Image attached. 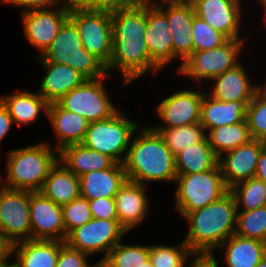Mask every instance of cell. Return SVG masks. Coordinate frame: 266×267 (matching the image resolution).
<instances>
[{"label": "cell", "instance_id": "4fadbf2b", "mask_svg": "<svg viewBox=\"0 0 266 267\" xmlns=\"http://www.w3.org/2000/svg\"><path fill=\"white\" fill-rule=\"evenodd\" d=\"M31 239L65 242L62 207L41 191L30 192Z\"/></svg>", "mask_w": 266, "mask_h": 267}, {"label": "cell", "instance_id": "bcb514c9", "mask_svg": "<svg viewBox=\"0 0 266 267\" xmlns=\"http://www.w3.org/2000/svg\"><path fill=\"white\" fill-rule=\"evenodd\" d=\"M13 245L7 237L0 234V267L9 266L7 262L13 253Z\"/></svg>", "mask_w": 266, "mask_h": 267}, {"label": "cell", "instance_id": "f35d334b", "mask_svg": "<svg viewBox=\"0 0 266 267\" xmlns=\"http://www.w3.org/2000/svg\"><path fill=\"white\" fill-rule=\"evenodd\" d=\"M193 52L213 49L223 44L227 38L212 28L206 21L194 16L192 25Z\"/></svg>", "mask_w": 266, "mask_h": 267}, {"label": "cell", "instance_id": "d4e9b609", "mask_svg": "<svg viewBox=\"0 0 266 267\" xmlns=\"http://www.w3.org/2000/svg\"><path fill=\"white\" fill-rule=\"evenodd\" d=\"M47 114L59 142L55 150L83 142L89 126L84 117L63 109L57 102L49 104Z\"/></svg>", "mask_w": 266, "mask_h": 267}, {"label": "cell", "instance_id": "e575fe53", "mask_svg": "<svg viewBox=\"0 0 266 267\" xmlns=\"http://www.w3.org/2000/svg\"><path fill=\"white\" fill-rule=\"evenodd\" d=\"M150 246L123 245L121 241L108 253L103 262L108 267H143L149 260Z\"/></svg>", "mask_w": 266, "mask_h": 267}, {"label": "cell", "instance_id": "ee69618b", "mask_svg": "<svg viewBox=\"0 0 266 267\" xmlns=\"http://www.w3.org/2000/svg\"><path fill=\"white\" fill-rule=\"evenodd\" d=\"M61 1L63 3L64 0H0V3L25 7L23 12H26L29 10L51 9L54 6L57 7Z\"/></svg>", "mask_w": 266, "mask_h": 267}, {"label": "cell", "instance_id": "d590c367", "mask_svg": "<svg viewBox=\"0 0 266 267\" xmlns=\"http://www.w3.org/2000/svg\"><path fill=\"white\" fill-rule=\"evenodd\" d=\"M235 234L266 243V206L250 211H237Z\"/></svg>", "mask_w": 266, "mask_h": 267}, {"label": "cell", "instance_id": "7c38bea8", "mask_svg": "<svg viewBox=\"0 0 266 267\" xmlns=\"http://www.w3.org/2000/svg\"><path fill=\"white\" fill-rule=\"evenodd\" d=\"M29 206L30 191L0 190V234L13 244L31 239Z\"/></svg>", "mask_w": 266, "mask_h": 267}, {"label": "cell", "instance_id": "9a60e30c", "mask_svg": "<svg viewBox=\"0 0 266 267\" xmlns=\"http://www.w3.org/2000/svg\"><path fill=\"white\" fill-rule=\"evenodd\" d=\"M204 93L181 90L163 99L156 107V113L164 124L152 129H169L200 123V106Z\"/></svg>", "mask_w": 266, "mask_h": 267}, {"label": "cell", "instance_id": "f907efd6", "mask_svg": "<svg viewBox=\"0 0 266 267\" xmlns=\"http://www.w3.org/2000/svg\"><path fill=\"white\" fill-rule=\"evenodd\" d=\"M94 267H108L103 261L94 264Z\"/></svg>", "mask_w": 266, "mask_h": 267}, {"label": "cell", "instance_id": "7dc6e473", "mask_svg": "<svg viewBox=\"0 0 266 267\" xmlns=\"http://www.w3.org/2000/svg\"><path fill=\"white\" fill-rule=\"evenodd\" d=\"M197 258L192 260L190 267H218L217 260L213 254H196Z\"/></svg>", "mask_w": 266, "mask_h": 267}, {"label": "cell", "instance_id": "9c48e42d", "mask_svg": "<svg viewBox=\"0 0 266 267\" xmlns=\"http://www.w3.org/2000/svg\"><path fill=\"white\" fill-rule=\"evenodd\" d=\"M243 39H227L213 49L193 52L178 68V73L200 82L223 74L239 64Z\"/></svg>", "mask_w": 266, "mask_h": 267}, {"label": "cell", "instance_id": "681fc988", "mask_svg": "<svg viewBox=\"0 0 266 267\" xmlns=\"http://www.w3.org/2000/svg\"><path fill=\"white\" fill-rule=\"evenodd\" d=\"M256 267H266V256L262 258L259 264Z\"/></svg>", "mask_w": 266, "mask_h": 267}, {"label": "cell", "instance_id": "44dd1931", "mask_svg": "<svg viewBox=\"0 0 266 267\" xmlns=\"http://www.w3.org/2000/svg\"><path fill=\"white\" fill-rule=\"evenodd\" d=\"M123 164L114 163L105 170L91 171L79 177L80 196L87 200L115 198L127 181Z\"/></svg>", "mask_w": 266, "mask_h": 267}, {"label": "cell", "instance_id": "8fae6325", "mask_svg": "<svg viewBox=\"0 0 266 267\" xmlns=\"http://www.w3.org/2000/svg\"><path fill=\"white\" fill-rule=\"evenodd\" d=\"M126 232L118 220L92 218L84 225L73 229L67 235L65 243L89 256L106 252L101 259L103 261L109 251L127 234Z\"/></svg>", "mask_w": 266, "mask_h": 267}, {"label": "cell", "instance_id": "ffe728a7", "mask_svg": "<svg viewBox=\"0 0 266 267\" xmlns=\"http://www.w3.org/2000/svg\"><path fill=\"white\" fill-rule=\"evenodd\" d=\"M145 187L147 186L127 180L115 195L118 221L127 232L148 216L150 205Z\"/></svg>", "mask_w": 266, "mask_h": 267}, {"label": "cell", "instance_id": "60d3db41", "mask_svg": "<svg viewBox=\"0 0 266 267\" xmlns=\"http://www.w3.org/2000/svg\"><path fill=\"white\" fill-rule=\"evenodd\" d=\"M89 255L69 247L66 243L60 248L56 267H94L86 260Z\"/></svg>", "mask_w": 266, "mask_h": 267}, {"label": "cell", "instance_id": "4dcf8cb0", "mask_svg": "<svg viewBox=\"0 0 266 267\" xmlns=\"http://www.w3.org/2000/svg\"><path fill=\"white\" fill-rule=\"evenodd\" d=\"M218 157L205 137L201 142L190 145L175 156L177 175L200 173L213 169Z\"/></svg>", "mask_w": 266, "mask_h": 267}, {"label": "cell", "instance_id": "7a4b0ae2", "mask_svg": "<svg viewBox=\"0 0 266 267\" xmlns=\"http://www.w3.org/2000/svg\"><path fill=\"white\" fill-rule=\"evenodd\" d=\"M236 214L235 198L228 191L219 200L184 215L190 228L183 241L195 255L213 254V249L235 234Z\"/></svg>", "mask_w": 266, "mask_h": 267}, {"label": "cell", "instance_id": "3957f363", "mask_svg": "<svg viewBox=\"0 0 266 267\" xmlns=\"http://www.w3.org/2000/svg\"><path fill=\"white\" fill-rule=\"evenodd\" d=\"M141 131L131 140L122 163L127 179L143 185L146 181L175 182V156L158 132L151 127Z\"/></svg>", "mask_w": 266, "mask_h": 267}, {"label": "cell", "instance_id": "f1b7e54d", "mask_svg": "<svg viewBox=\"0 0 266 267\" xmlns=\"http://www.w3.org/2000/svg\"><path fill=\"white\" fill-rule=\"evenodd\" d=\"M41 192L60 206L80 196L79 177L58 160L50 169Z\"/></svg>", "mask_w": 266, "mask_h": 267}, {"label": "cell", "instance_id": "603a6c76", "mask_svg": "<svg viewBox=\"0 0 266 267\" xmlns=\"http://www.w3.org/2000/svg\"><path fill=\"white\" fill-rule=\"evenodd\" d=\"M46 68L38 93L49 104L58 102L64 95L86 80L77 70L65 64L41 62Z\"/></svg>", "mask_w": 266, "mask_h": 267}, {"label": "cell", "instance_id": "484cf974", "mask_svg": "<svg viewBox=\"0 0 266 267\" xmlns=\"http://www.w3.org/2000/svg\"><path fill=\"white\" fill-rule=\"evenodd\" d=\"M65 242L56 240L22 241L13 245L15 267H56L60 248ZM18 248V249H17Z\"/></svg>", "mask_w": 266, "mask_h": 267}, {"label": "cell", "instance_id": "83f0119b", "mask_svg": "<svg viewBox=\"0 0 266 267\" xmlns=\"http://www.w3.org/2000/svg\"><path fill=\"white\" fill-rule=\"evenodd\" d=\"M218 248H224L227 267H256L266 256V243L233 234Z\"/></svg>", "mask_w": 266, "mask_h": 267}, {"label": "cell", "instance_id": "d6986e66", "mask_svg": "<svg viewBox=\"0 0 266 267\" xmlns=\"http://www.w3.org/2000/svg\"><path fill=\"white\" fill-rule=\"evenodd\" d=\"M168 4L166 17L173 40V60L182 59V63L193 53L192 25L195 11L189 0H160Z\"/></svg>", "mask_w": 266, "mask_h": 267}, {"label": "cell", "instance_id": "277c9868", "mask_svg": "<svg viewBox=\"0 0 266 267\" xmlns=\"http://www.w3.org/2000/svg\"><path fill=\"white\" fill-rule=\"evenodd\" d=\"M8 152L7 176L1 180L3 186L13 190L41 191L50 169L58 161V151L42 142Z\"/></svg>", "mask_w": 266, "mask_h": 267}, {"label": "cell", "instance_id": "c3c4849f", "mask_svg": "<svg viewBox=\"0 0 266 267\" xmlns=\"http://www.w3.org/2000/svg\"><path fill=\"white\" fill-rule=\"evenodd\" d=\"M255 178L266 183V147L261 151L258 157Z\"/></svg>", "mask_w": 266, "mask_h": 267}, {"label": "cell", "instance_id": "1f68e13d", "mask_svg": "<svg viewBox=\"0 0 266 267\" xmlns=\"http://www.w3.org/2000/svg\"><path fill=\"white\" fill-rule=\"evenodd\" d=\"M206 138L218 158L223 152L234 150L252 139L246 119L232 125L210 129Z\"/></svg>", "mask_w": 266, "mask_h": 267}, {"label": "cell", "instance_id": "f5cc1de1", "mask_svg": "<svg viewBox=\"0 0 266 267\" xmlns=\"http://www.w3.org/2000/svg\"><path fill=\"white\" fill-rule=\"evenodd\" d=\"M260 2H261L262 4H264V5H262V6H264V10L266 11V0H260Z\"/></svg>", "mask_w": 266, "mask_h": 267}, {"label": "cell", "instance_id": "52a82bcc", "mask_svg": "<svg viewBox=\"0 0 266 267\" xmlns=\"http://www.w3.org/2000/svg\"><path fill=\"white\" fill-rule=\"evenodd\" d=\"M176 208L182 216L219 200L229 189L217 164L213 169L177 175Z\"/></svg>", "mask_w": 266, "mask_h": 267}, {"label": "cell", "instance_id": "f546056e", "mask_svg": "<svg viewBox=\"0 0 266 267\" xmlns=\"http://www.w3.org/2000/svg\"><path fill=\"white\" fill-rule=\"evenodd\" d=\"M19 91L17 90L18 93L16 92L13 95H3L0 97L14 123L29 125L38 118L42 109L44 113L48 112L49 103L38 92Z\"/></svg>", "mask_w": 266, "mask_h": 267}, {"label": "cell", "instance_id": "816d5d0a", "mask_svg": "<svg viewBox=\"0 0 266 267\" xmlns=\"http://www.w3.org/2000/svg\"><path fill=\"white\" fill-rule=\"evenodd\" d=\"M143 267H153L152 262L150 260H148Z\"/></svg>", "mask_w": 266, "mask_h": 267}, {"label": "cell", "instance_id": "6da1fadb", "mask_svg": "<svg viewBox=\"0 0 266 267\" xmlns=\"http://www.w3.org/2000/svg\"><path fill=\"white\" fill-rule=\"evenodd\" d=\"M113 51L106 66L108 71L119 69L125 86L149 70L160 68L151 60L144 40L147 26V0H136L127 6L111 7Z\"/></svg>", "mask_w": 266, "mask_h": 267}, {"label": "cell", "instance_id": "cb8c5ba5", "mask_svg": "<svg viewBox=\"0 0 266 267\" xmlns=\"http://www.w3.org/2000/svg\"><path fill=\"white\" fill-rule=\"evenodd\" d=\"M250 102H223L205 94L200 106V124L205 131L228 126L246 119V108Z\"/></svg>", "mask_w": 266, "mask_h": 267}, {"label": "cell", "instance_id": "2e32d148", "mask_svg": "<svg viewBox=\"0 0 266 267\" xmlns=\"http://www.w3.org/2000/svg\"><path fill=\"white\" fill-rule=\"evenodd\" d=\"M161 4V2L160 4L153 2L151 5L150 0H147V26L144 40L151 60L163 69L173 59V40L166 9L164 10Z\"/></svg>", "mask_w": 266, "mask_h": 267}, {"label": "cell", "instance_id": "4316f807", "mask_svg": "<svg viewBox=\"0 0 266 267\" xmlns=\"http://www.w3.org/2000/svg\"><path fill=\"white\" fill-rule=\"evenodd\" d=\"M58 160L74 175L80 177L91 171L110 168L115 161L82 143L71 144L58 151Z\"/></svg>", "mask_w": 266, "mask_h": 267}, {"label": "cell", "instance_id": "30bf717a", "mask_svg": "<svg viewBox=\"0 0 266 267\" xmlns=\"http://www.w3.org/2000/svg\"><path fill=\"white\" fill-rule=\"evenodd\" d=\"M109 76L107 74L102 78L86 79L57 103L63 109L84 117L89 123L111 117L118 110L110 102L103 85V79Z\"/></svg>", "mask_w": 266, "mask_h": 267}, {"label": "cell", "instance_id": "74e56055", "mask_svg": "<svg viewBox=\"0 0 266 267\" xmlns=\"http://www.w3.org/2000/svg\"><path fill=\"white\" fill-rule=\"evenodd\" d=\"M252 139L266 140V93L260 88L246 108Z\"/></svg>", "mask_w": 266, "mask_h": 267}, {"label": "cell", "instance_id": "7402d4cb", "mask_svg": "<svg viewBox=\"0 0 266 267\" xmlns=\"http://www.w3.org/2000/svg\"><path fill=\"white\" fill-rule=\"evenodd\" d=\"M246 74L243 65L239 63L223 74L213 77L212 81H214L215 85L213 92L209 93V95L223 102H251L261 87L251 85Z\"/></svg>", "mask_w": 266, "mask_h": 267}, {"label": "cell", "instance_id": "8992f818", "mask_svg": "<svg viewBox=\"0 0 266 267\" xmlns=\"http://www.w3.org/2000/svg\"><path fill=\"white\" fill-rule=\"evenodd\" d=\"M69 18L77 27L83 47L107 66L113 51L111 8H75Z\"/></svg>", "mask_w": 266, "mask_h": 267}, {"label": "cell", "instance_id": "f6af8a7d", "mask_svg": "<svg viewBox=\"0 0 266 267\" xmlns=\"http://www.w3.org/2000/svg\"><path fill=\"white\" fill-rule=\"evenodd\" d=\"M13 123V119L9 115L7 107L0 100V142L9 132V129Z\"/></svg>", "mask_w": 266, "mask_h": 267}, {"label": "cell", "instance_id": "11a10c76", "mask_svg": "<svg viewBox=\"0 0 266 267\" xmlns=\"http://www.w3.org/2000/svg\"><path fill=\"white\" fill-rule=\"evenodd\" d=\"M6 267H15L12 262L9 264V266H6Z\"/></svg>", "mask_w": 266, "mask_h": 267}, {"label": "cell", "instance_id": "ba28073f", "mask_svg": "<svg viewBox=\"0 0 266 267\" xmlns=\"http://www.w3.org/2000/svg\"><path fill=\"white\" fill-rule=\"evenodd\" d=\"M138 127L140 125L126 119L125 115L117 111L105 120L89 123L82 144L122 164L126 157L122 154H127L130 139Z\"/></svg>", "mask_w": 266, "mask_h": 267}, {"label": "cell", "instance_id": "ab89813d", "mask_svg": "<svg viewBox=\"0 0 266 267\" xmlns=\"http://www.w3.org/2000/svg\"><path fill=\"white\" fill-rule=\"evenodd\" d=\"M65 226V240L67 235L75 228L80 227L92 219L88 200L79 196L70 203L61 206Z\"/></svg>", "mask_w": 266, "mask_h": 267}, {"label": "cell", "instance_id": "5b68a950", "mask_svg": "<svg viewBox=\"0 0 266 267\" xmlns=\"http://www.w3.org/2000/svg\"><path fill=\"white\" fill-rule=\"evenodd\" d=\"M39 60L68 65L86 79L102 78L107 75L106 66L83 47L77 27L69 17L47 50L39 56Z\"/></svg>", "mask_w": 266, "mask_h": 267}, {"label": "cell", "instance_id": "8d00e7d4", "mask_svg": "<svg viewBox=\"0 0 266 267\" xmlns=\"http://www.w3.org/2000/svg\"><path fill=\"white\" fill-rule=\"evenodd\" d=\"M187 244L183 241L177 246L151 245L149 260L153 267H184L187 258L193 256Z\"/></svg>", "mask_w": 266, "mask_h": 267}, {"label": "cell", "instance_id": "e0dca14e", "mask_svg": "<svg viewBox=\"0 0 266 267\" xmlns=\"http://www.w3.org/2000/svg\"><path fill=\"white\" fill-rule=\"evenodd\" d=\"M264 148L263 140L251 139L248 143L224 153L225 157L223 155L218 158V165L228 189L255 177L258 157Z\"/></svg>", "mask_w": 266, "mask_h": 267}, {"label": "cell", "instance_id": "836d02e7", "mask_svg": "<svg viewBox=\"0 0 266 267\" xmlns=\"http://www.w3.org/2000/svg\"><path fill=\"white\" fill-rule=\"evenodd\" d=\"M229 191L235 198L237 211L240 205L244 206L242 211L266 206V183L255 177L234 185Z\"/></svg>", "mask_w": 266, "mask_h": 267}, {"label": "cell", "instance_id": "7bdbcfd3", "mask_svg": "<svg viewBox=\"0 0 266 267\" xmlns=\"http://www.w3.org/2000/svg\"><path fill=\"white\" fill-rule=\"evenodd\" d=\"M136 0H64L63 3L71 10L75 8H111L114 6L131 5Z\"/></svg>", "mask_w": 266, "mask_h": 267}, {"label": "cell", "instance_id": "ac0fdd59", "mask_svg": "<svg viewBox=\"0 0 266 267\" xmlns=\"http://www.w3.org/2000/svg\"><path fill=\"white\" fill-rule=\"evenodd\" d=\"M195 15L206 21L216 31L227 39L239 37V22L241 18V0H190Z\"/></svg>", "mask_w": 266, "mask_h": 267}, {"label": "cell", "instance_id": "d6a6232c", "mask_svg": "<svg viewBox=\"0 0 266 267\" xmlns=\"http://www.w3.org/2000/svg\"><path fill=\"white\" fill-rule=\"evenodd\" d=\"M153 130L159 133L174 156L188 146L201 142L206 137V132L200 123Z\"/></svg>", "mask_w": 266, "mask_h": 267}, {"label": "cell", "instance_id": "b9f144b4", "mask_svg": "<svg viewBox=\"0 0 266 267\" xmlns=\"http://www.w3.org/2000/svg\"><path fill=\"white\" fill-rule=\"evenodd\" d=\"M92 218L118 220L114 198L88 200Z\"/></svg>", "mask_w": 266, "mask_h": 267}, {"label": "cell", "instance_id": "db71d44e", "mask_svg": "<svg viewBox=\"0 0 266 267\" xmlns=\"http://www.w3.org/2000/svg\"><path fill=\"white\" fill-rule=\"evenodd\" d=\"M261 89L266 93V84L265 86L261 87Z\"/></svg>", "mask_w": 266, "mask_h": 267}, {"label": "cell", "instance_id": "5bb4252c", "mask_svg": "<svg viewBox=\"0 0 266 267\" xmlns=\"http://www.w3.org/2000/svg\"><path fill=\"white\" fill-rule=\"evenodd\" d=\"M60 9H39L23 12L24 34L29 43L41 51L47 50L69 17L70 9L63 3Z\"/></svg>", "mask_w": 266, "mask_h": 267}]
</instances>
